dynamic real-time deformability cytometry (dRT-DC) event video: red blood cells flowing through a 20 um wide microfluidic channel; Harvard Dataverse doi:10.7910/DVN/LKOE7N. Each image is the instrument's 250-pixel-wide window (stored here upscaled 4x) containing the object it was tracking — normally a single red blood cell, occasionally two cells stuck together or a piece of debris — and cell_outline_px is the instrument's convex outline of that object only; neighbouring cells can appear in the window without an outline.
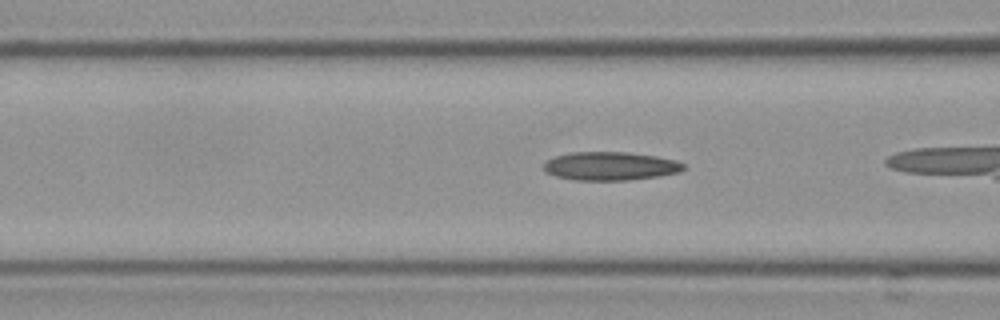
{"species": "Egyptian fruit bat (a non-hibernating species)", "species_latin": "Rousettus aegyptiacus", "temperature_condition": "cold", "stored_images_in_passage": 41, "camera_frame_rate_fps": 3000, "um_per_image_px": 0.085, "frame": {"image": 1, "passage_image": 18, "time_ms": 5.667, "image_size_px": [1000, 320], "cell_outline_px": [[684, 168], [680, 172], [660, 176], [628, 180], [576, 180], [556, 176], [548, 172], [544, 168], [544, 164], [548, 160], [556, 156], [572, 152], [628, 152], [656, 156], [676, 160], [684, 164]], "centroid_in_image_um": [51.92, 14.11], "position_along_channel_um": 114.7, "area_um2": 23.06}}
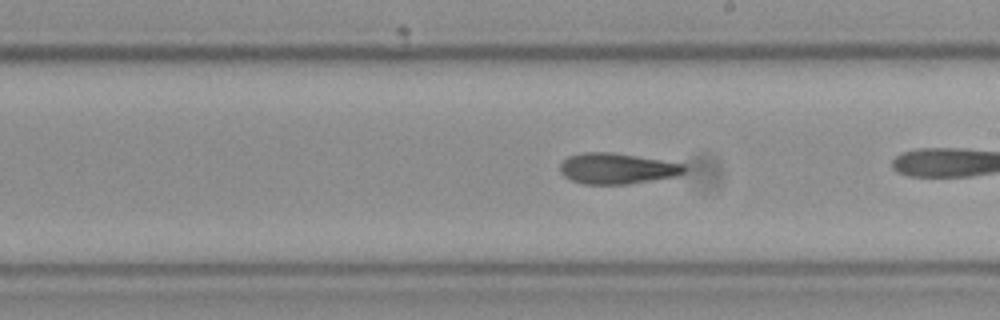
{"frame": {"image": 2, "passage_image": 28, "time_ms": 9.0, "image_size_px": [1000, 320], "cell_outline_px": [[688, 168], [684, 172], [676, 176], [628, 184], [584, 184], [572, 180], [564, 176], [560, 172], [560, 164], [568, 156], [584, 152], [612, 152], [684, 164]], "centroid_in_image_um": [52.43, 14.32], "position_along_channel_um": 236.6, "area_um2": 22.2}}
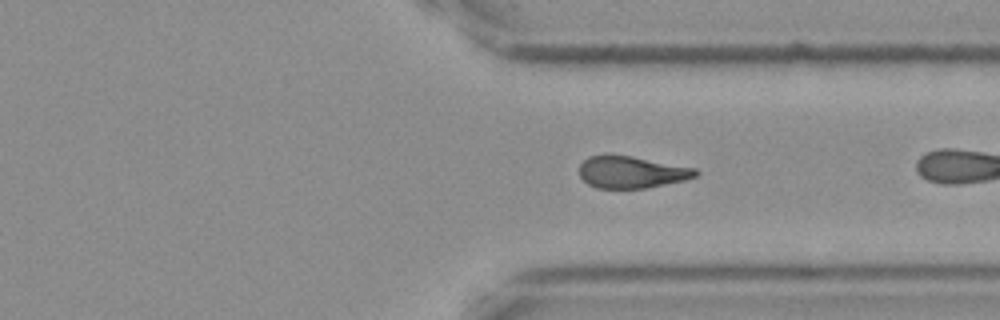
{"frame": {"image": 3, "passage_image": 38, "time_ms": 12.333, "image_size_px": [1000, 320], "cell_outline_px": [[700, 172], [696, 176], [684, 180], [644, 188], [596, 188], [588, 184], [580, 176], [580, 164], [588, 156], [604, 152], [608, 152], [632, 156], [696, 168]], "centroid_in_image_um": [53.63, 14.59], "position_along_channel_um": 357.8, "area_um2": 22.02}}